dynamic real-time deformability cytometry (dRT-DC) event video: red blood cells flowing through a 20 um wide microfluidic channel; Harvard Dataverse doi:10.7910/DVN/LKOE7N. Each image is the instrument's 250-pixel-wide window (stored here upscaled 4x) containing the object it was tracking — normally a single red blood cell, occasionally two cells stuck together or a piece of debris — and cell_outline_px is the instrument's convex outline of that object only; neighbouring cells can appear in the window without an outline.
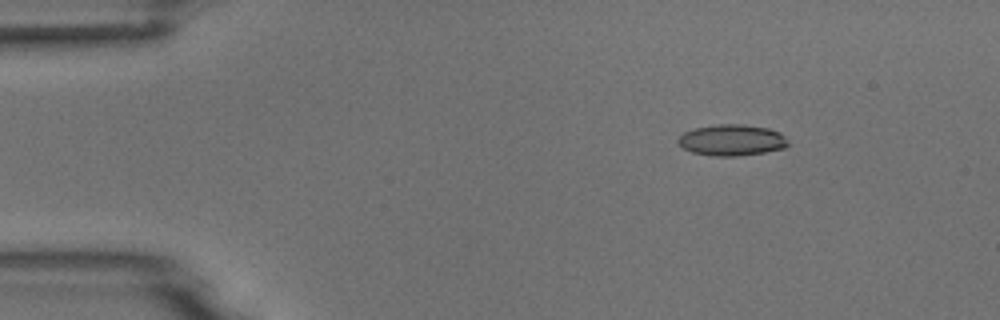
{"species": "common noctule bat (a hibernating species)", "species_latin": "Nyctalus noctula", "temperature_condition": "room temperature", "stored_images_in_passage": 5, "camera_frame_rate_fps": 3000, "um_per_image_px": 0.085, "animal": {"sex": "male", "body_mass_g": 18.8}, "frame": {"image": 1, "passage_image": 3, "time_ms": 2.333, "image_size_px": [1000, 320], "cell_outline_px": [[788, 144], [784, 148], [764, 152], [736, 156], [712, 156], [692, 152], [684, 148], [676, 140], [684, 132], [696, 128], [716, 124], [744, 124], [768, 128], [780, 132], [788, 140]], "centroid_in_image_um": [62.21, 11.9], "position_along_channel_um": 22.8, "area_um2": 19.94}}